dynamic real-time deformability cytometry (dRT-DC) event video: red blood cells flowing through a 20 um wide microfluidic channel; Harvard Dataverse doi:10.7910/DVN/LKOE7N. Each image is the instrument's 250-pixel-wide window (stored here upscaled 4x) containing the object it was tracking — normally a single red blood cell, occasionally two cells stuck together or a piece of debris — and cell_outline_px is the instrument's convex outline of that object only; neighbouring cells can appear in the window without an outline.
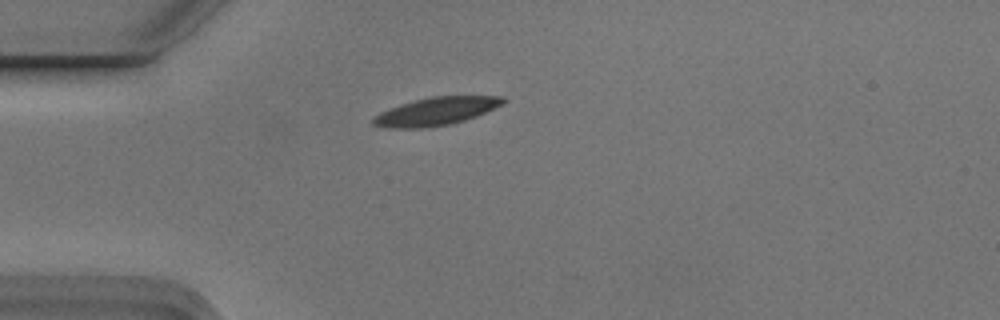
{"species": "Egyptian fruit bat (a non-hibernating species)", "species_latin": "Rousettus aegyptiacus", "temperature_condition": "cold", "stored_images_in_passage": 1, "camera_frame_rate_fps": 3000, "um_per_image_px": 0.085, "animal": {"sex": "male"}, "frame": {"image": 1, "passage_image": 1, "time_ms": 0.0, "image_size_px": [1000, 320], "cell_outline_px": [[508, 100], [504, 104], [476, 116], [452, 124], [424, 128], [388, 128], [372, 124], [372, 116], [388, 108], [400, 104], [432, 96], [504, 96]], "centroid_in_image_um": [37.06, 9.46], "position_along_channel_um": 47.9, "area_um2": 21.33}}